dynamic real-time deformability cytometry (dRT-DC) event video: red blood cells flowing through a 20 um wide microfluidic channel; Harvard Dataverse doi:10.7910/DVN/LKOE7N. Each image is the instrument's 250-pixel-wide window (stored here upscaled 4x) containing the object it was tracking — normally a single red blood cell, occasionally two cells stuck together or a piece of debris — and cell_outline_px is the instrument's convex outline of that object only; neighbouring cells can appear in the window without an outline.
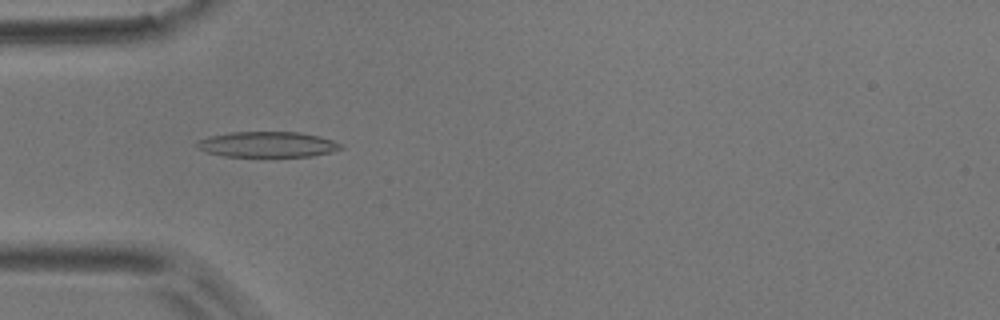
{"species": "common noctule bat (a hibernating species)", "species_latin": "Nyctalus noctula", "temperature_condition": "room temperature", "stored_images_in_passage": 38, "camera_frame_rate_fps": 3000, "um_per_image_px": 0.085, "animal": {"sex": "male", "body_mass_g": 17.9}, "frame": {"image": 1, "passage_image": 2, "time_ms": 0.333, "image_size_px": [1000, 320], "cell_outline_px": [[344, 148], [332, 152], [312, 156], [224, 156], [208, 152], [200, 148], [196, 144], [200, 140], [208, 136], [232, 132], [300, 132], [320, 136], [332, 140], [340, 144]], "centroid_in_image_um": [22.78, 12.27], "position_along_channel_um": 62.2, "area_um2": 21.21}}
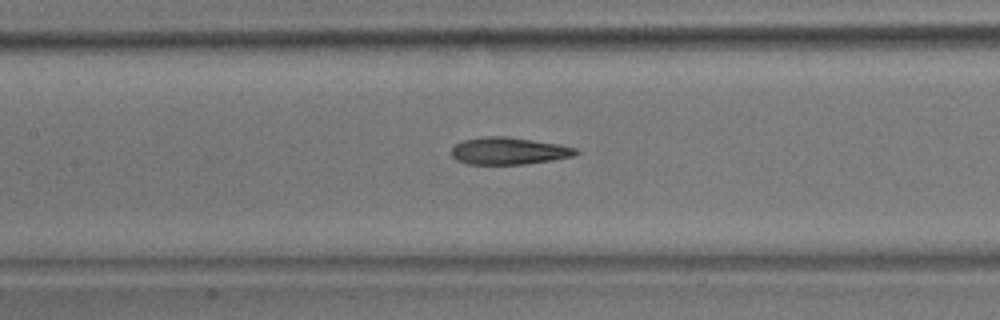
{"frame": {"image": 2, "passage_image": 10, "time_ms": 3.0, "image_size_px": [1000, 320], "cell_outline_px": [[580, 152], [572, 156], [552, 160], [524, 164], [468, 164], [456, 160], [452, 156], [452, 148], [456, 144], [464, 140], [484, 136], [504, 136], [560, 144], [576, 148]], "centroid_in_image_um": [43.24, 12.83], "position_along_channel_um": 164.2, "area_um2": 19.59}}
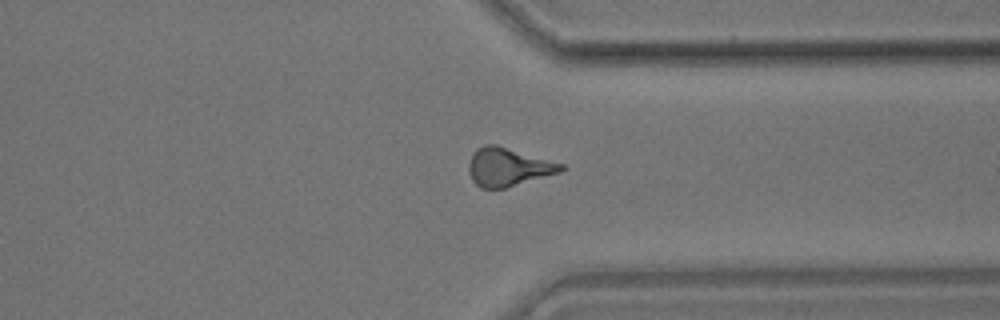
{"frame": {"image": 3, "passage_image": 26, "time_ms": 8.333, "image_size_px": [1000, 320], "cell_outline_px": [[568, 168], [560, 172], [504, 188], [480, 188], [472, 180], [468, 172], [468, 164], [472, 152], [476, 148], [484, 144], [496, 144], [564, 164]], "centroid_in_image_um": [43.17, 14.18], "position_along_channel_um": 368.2, "area_um2": 20.69}, "authors_computed_cell_mechanics": {"area_um2": 19.7098, "velocity_mm_per_s": 3.8479, "shape_relaxation_time_tau1_ms": null, "shape_relaxation_time_tau2_ms": 2.8119, "deformation_change_tau1": null, "deformation_change_tau2": 0.1298}}